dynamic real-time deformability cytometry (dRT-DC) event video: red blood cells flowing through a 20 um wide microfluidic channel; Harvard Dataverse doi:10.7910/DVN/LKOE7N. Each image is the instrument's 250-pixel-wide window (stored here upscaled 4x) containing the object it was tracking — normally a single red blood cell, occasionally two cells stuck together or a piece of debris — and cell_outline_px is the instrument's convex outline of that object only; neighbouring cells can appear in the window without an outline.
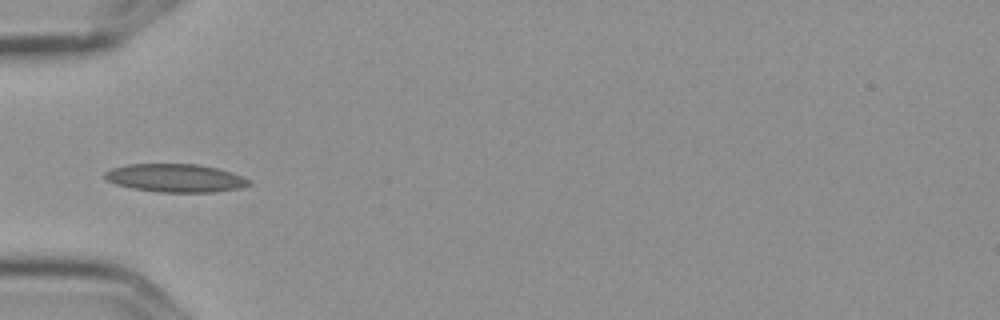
{"species": "Egyptian fruit bat (a non-hibernating species)", "species_latin": "Rousettus aegyptiacus", "temperature_condition": "cold", "stored_images_in_passage": 3, "camera_frame_rate_fps": 3000, "um_per_image_px": 0.085, "frame": {"image": 1, "passage_image": 1, "time_ms": 0.0, "image_size_px": [1000, 320], "cell_outline_px": [[252, 184], [240, 188], [216, 192], [160, 192], [132, 188], [116, 184], [108, 180], [104, 176], [104, 172], [112, 168], [128, 164], [196, 164], [216, 168], [240, 176], [248, 180]], "centroid_in_image_um": [14.88, 15.13], "position_along_channel_um": 70.1, "area_um2": 23.41}}
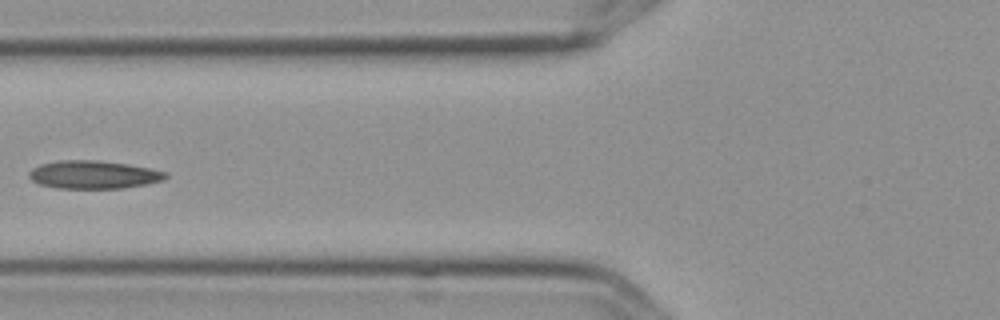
{"frame": {"image": 2, "passage_image": 2, "time_ms": 0.333, "image_size_px": [1000, 320], "cell_outline_px": [[168, 176], [164, 180], [148, 184], [124, 188], [56, 188], [40, 184], [32, 180], [28, 176], [28, 172], [32, 168], [40, 164], [60, 160], [100, 160], [128, 164], [152, 168], [168, 172]], "centroid_in_image_um": [7.99, 14.84], "position_along_channel_um": 117.8, "area_um2": 22.6}}
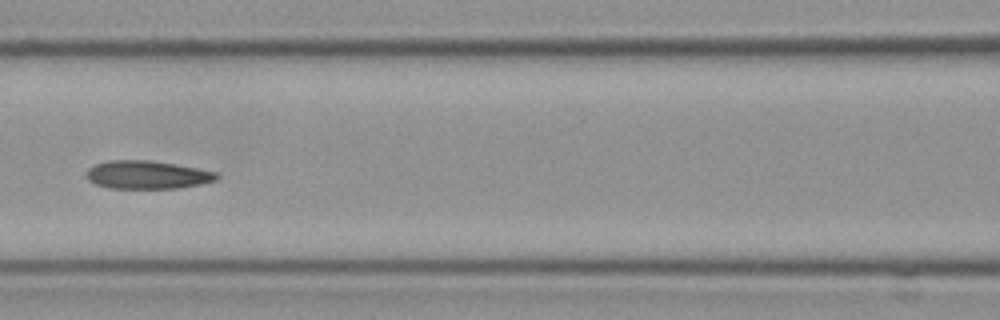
{"frame": {"image": 3, "passage_image": 3, "time_ms": 0.667, "image_size_px": [1000, 320], "cell_outline_px": [[220, 176], [216, 180], [200, 184], [176, 188], [108, 188], [96, 184], [88, 180], [88, 168], [96, 164], [108, 160], [148, 160], [196, 168], [216, 172]], "centroid_in_image_um": [12.5, 14.86], "position_along_channel_um": 154.1, "area_um2": 21.1}}